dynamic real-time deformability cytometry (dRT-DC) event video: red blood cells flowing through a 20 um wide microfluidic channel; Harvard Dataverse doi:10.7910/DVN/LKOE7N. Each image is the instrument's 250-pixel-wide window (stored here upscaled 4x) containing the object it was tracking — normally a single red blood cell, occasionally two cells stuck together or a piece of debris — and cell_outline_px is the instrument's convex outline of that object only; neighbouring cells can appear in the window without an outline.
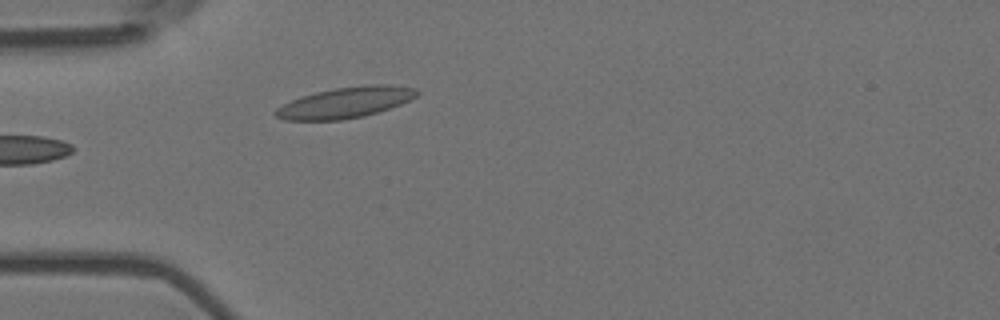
{"species": "Egyptian fruit bat (a non-hibernating species)", "species_latin": "Rousettus aegyptiacus", "temperature_condition": "room temperature", "stored_images_in_passage": 4, "camera_frame_rate_fps": 3000, "um_per_image_px": 0.085, "animal": {"sex": "female"}, "frame": {"image": 1, "passage_image": 4, "time_ms": 1.0, "image_size_px": [1000, 320], "cell_outline_px": [[420, 92], [416, 96], [400, 104], [364, 116], [340, 120], [284, 120], [276, 116], [272, 112], [276, 108], [300, 96], [316, 92], [336, 88], [368, 84], [388, 84], [416, 88]], "centroid_in_image_um": [29.34, 8.71], "position_along_channel_um": 55.7, "area_um2": 25.26}}